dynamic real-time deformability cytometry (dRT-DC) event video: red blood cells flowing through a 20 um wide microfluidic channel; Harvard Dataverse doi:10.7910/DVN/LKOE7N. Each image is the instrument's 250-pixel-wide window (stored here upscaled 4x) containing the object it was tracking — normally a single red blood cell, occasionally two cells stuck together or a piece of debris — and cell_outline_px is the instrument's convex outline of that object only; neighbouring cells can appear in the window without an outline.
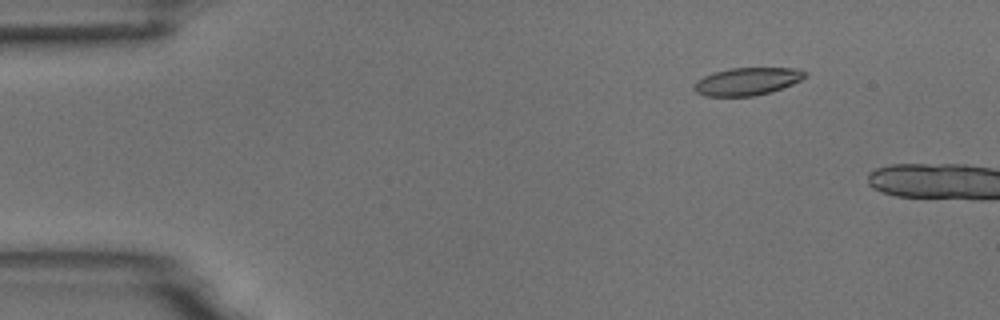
{"species": "common noctule bat (a hibernating species)", "species_latin": "Nyctalus noctula", "temperature_condition": "room temperature", "stored_images_in_passage": 3, "camera_frame_rate_fps": 3000, "um_per_image_px": 0.085, "animal": {"sex": "male", "body_mass_g": 18.8}, "frame": {"image": 1, "passage_image": 2, "time_ms": 0.333, "image_size_px": [1000, 320], "cell_outline_px": [[808, 76], [792, 84], [768, 92], [752, 96], [704, 96], [696, 92], [692, 88], [696, 80], [712, 72], [728, 68], [792, 68], [808, 72]], "centroid_in_image_um": [63.46, 6.91], "position_along_channel_um": 21.5, "area_um2": 17.86}}